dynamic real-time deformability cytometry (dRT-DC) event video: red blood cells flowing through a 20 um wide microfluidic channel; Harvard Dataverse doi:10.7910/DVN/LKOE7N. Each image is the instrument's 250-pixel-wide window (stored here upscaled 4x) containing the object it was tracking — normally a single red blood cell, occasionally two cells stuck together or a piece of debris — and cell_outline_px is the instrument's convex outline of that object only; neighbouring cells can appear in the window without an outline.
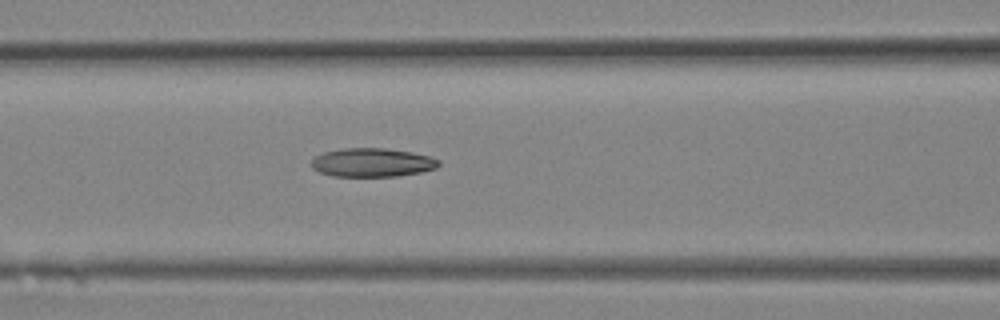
{"species": "Egyptian fruit bat (a non-hibernating species)", "species_latin": "Rousettus aegyptiacus", "temperature_condition": "room temperature", "stored_images_in_passage": 20, "camera_frame_rate_fps": 3000, "um_per_image_px": 0.085, "animal": {"sex": "female"}, "frame": {"image": 1, "passage_image": 12, "time_ms": 3.667, "image_size_px": [1000, 320], "cell_outline_px": [[440, 164], [436, 168], [420, 172], [396, 176], [332, 176], [320, 172], [312, 168], [312, 160], [316, 156], [324, 152], [344, 148], [384, 148], [412, 152], [432, 156], [440, 160]], "centroid_in_image_um": [31.67, 13.81], "position_along_channel_um": 134.9, "area_um2": 21.27}}
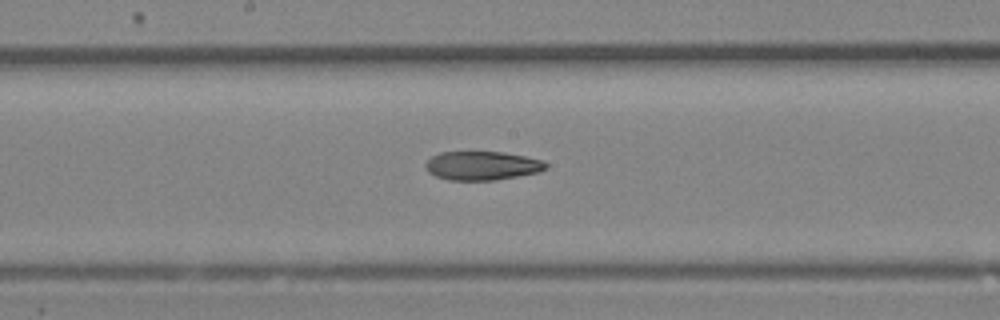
{"frame": {"image": 2, "passage_image": 15, "time_ms": 4.667, "image_size_px": [1000, 320], "cell_outline_px": [[548, 168], [540, 172], [496, 180], [448, 180], [436, 176], [428, 172], [424, 164], [432, 156], [440, 152], [504, 152], [544, 160], [548, 164]], "centroid_in_image_um": [41.01, 14.08], "position_along_channel_um": 207.2, "area_um2": 20.35}}
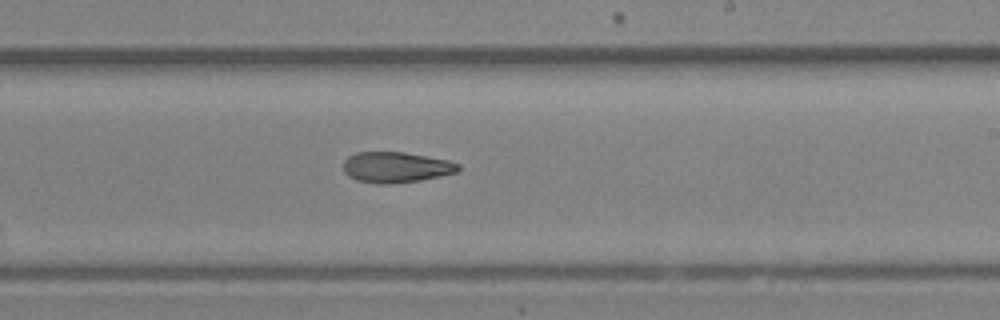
{"frame": {"image": 3, "passage_image": 17, "time_ms": 5.333, "image_size_px": [1000, 320], "cell_outline_px": [[460, 168], [456, 172], [440, 176], [420, 180], [388, 184], [376, 184], [356, 180], [348, 176], [344, 172], [344, 160], [348, 156], [356, 152], [404, 152], [448, 160], [460, 164]], "centroid_in_image_um": [33.63, 14.22], "position_along_channel_um": 255.4, "area_um2": 20.58}}